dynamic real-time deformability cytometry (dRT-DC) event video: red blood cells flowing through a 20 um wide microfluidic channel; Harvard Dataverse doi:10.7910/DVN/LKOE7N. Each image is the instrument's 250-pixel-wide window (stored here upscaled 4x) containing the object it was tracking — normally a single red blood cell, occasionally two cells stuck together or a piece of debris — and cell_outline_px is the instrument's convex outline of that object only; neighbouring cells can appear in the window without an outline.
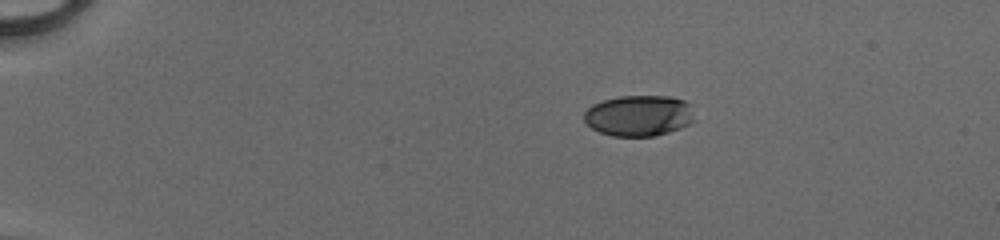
{"species": "human", "species_latin": "Homo sapiens", "temperature_condition": "cold", "stored_images_in_passage": 42, "camera_frame_rate_fps": 3000, "um_per_image_px": 0.085, "donor": {"sex": "male"}, "frame": {"image": 1, "passage_image": 1, "time_ms": 0.0, "image_size_px": [1000, 240], "cell_outline_px": [[696, 120], [680, 128], [668, 132], [652, 136], [612, 136], [600, 132], [592, 128], [584, 120], [584, 112], [592, 104], [604, 100], [620, 96], [672, 96], [684, 100], [688, 104]], "centroid_in_image_um": [54.3, 9.82], "position_along_channel_um": 30.7, "area_um2": 26.3}}
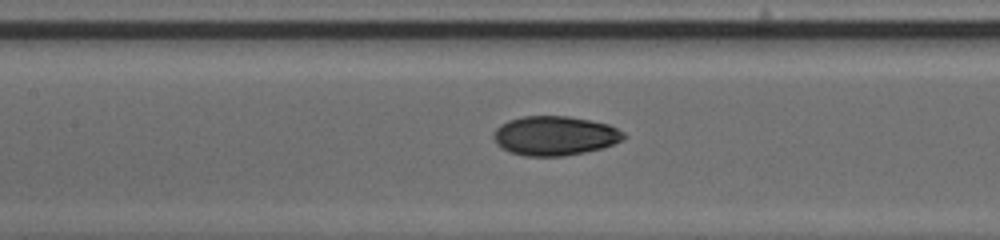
{"frame": {"image": 2, "passage_image": 17, "time_ms": 5.333, "image_size_px": [1000, 240], "cell_outline_px": [[628, 136], [624, 140], [604, 148], [564, 156], [524, 156], [508, 152], [496, 144], [492, 136], [496, 128], [500, 124], [508, 120], [524, 116], [568, 116], [608, 124], [624, 132]], "centroid_in_image_um": [47.16, 11.54], "position_along_channel_um": 160.2, "area_um2": 30.11}}
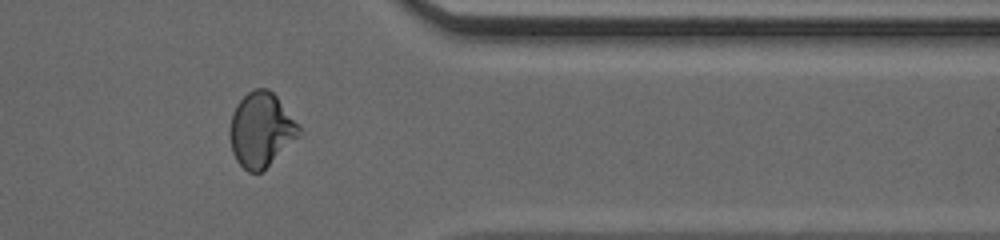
{"frame": {"image": 3, "passage_image": 34, "time_ms": 11.0, "image_size_px": [1000, 240], "cell_outline_px": [[300, 136], [260, 172], [248, 172], [236, 160], [232, 152], [228, 132], [228, 128], [232, 112], [236, 104], [248, 92], [256, 88], [268, 88], [276, 96], [300, 124]], "centroid_in_image_um": [22.17, 11.01], "position_along_channel_um": 389.2, "area_um2": 30.11}, "authors_computed_cell_mechanics": {"area_um2": 28.9578, "velocity_mm_per_s": 4.1699, "shape_relaxation_time_tau1_ms": 8.9697, "shape_relaxation_time_tau2_ms": 1.0282, "deformation_change_tau1": 0.2284, "deformation_change_tau2": 0.0451}}